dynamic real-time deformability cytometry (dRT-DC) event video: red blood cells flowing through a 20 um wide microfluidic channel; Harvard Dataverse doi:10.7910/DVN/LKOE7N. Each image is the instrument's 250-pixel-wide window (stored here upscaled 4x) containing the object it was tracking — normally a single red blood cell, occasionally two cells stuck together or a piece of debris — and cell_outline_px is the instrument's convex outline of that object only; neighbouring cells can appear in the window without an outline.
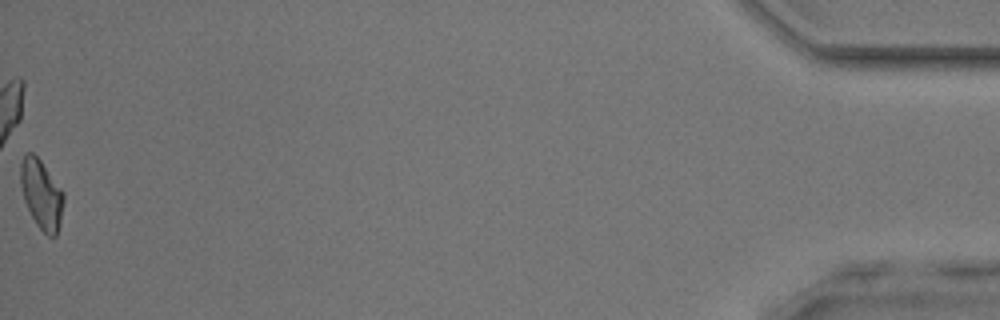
{"species": "common noctule bat (a hibernating species)", "species_latin": "Nyctalus noctula", "temperature_condition": "room temperature", "stored_images_in_passage": 36, "camera_frame_rate_fps": 3000, "um_per_image_px": 0.085, "animal": {"sex": "male", "body_mass_g": 17.9, "forearm_length_mm": 54.2}, "frame": {"image": 1, "passage_image": 36, "time_ms": 11.667, "image_size_px": [1000, 320], "cell_outline_px": [[64, 200], [60, 224], [56, 236], [48, 236], [36, 224], [24, 200], [20, 184], [20, 164], [24, 156], [28, 152], [32, 152], [40, 160], [64, 192]], "centroid_in_image_um": [3.52, 16.52], "position_along_channel_um": 431.7, "area_um2": 17.28}}